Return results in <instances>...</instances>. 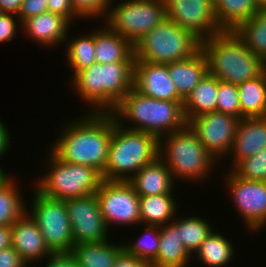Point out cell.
Masks as SVG:
<instances>
[{
	"instance_id": "1",
	"label": "cell",
	"mask_w": 266,
	"mask_h": 267,
	"mask_svg": "<svg viewBox=\"0 0 266 267\" xmlns=\"http://www.w3.org/2000/svg\"><path fill=\"white\" fill-rule=\"evenodd\" d=\"M74 120H67L61 136L48 150L63 162L90 166L102 175L115 117L112 113L89 112Z\"/></svg>"
},
{
	"instance_id": "2",
	"label": "cell",
	"mask_w": 266,
	"mask_h": 267,
	"mask_svg": "<svg viewBox=\"0 0 266 267\" xmlns=\"http://www.w3.org/2000/svg\"><path fill=\"white\" fill-rule=\"evenodd\" d=\"M133 77L134 62L94 63L77 72L70 83L89 103L91 113H111L133 88Z\"/></svg>"
},
{
	"instance_id": "3",
	"label": "cell",
	"mask_w": 266,
	"mask_h": 267,
	"mask_svg": "<svg viewBox=\"0 0 266 267\" xmlns=\"http://www.w3.org/2000/svg\"><path fill=\"white\" fill-rule=\"evenodd\" d=\"M201 50L208 62V73L219 81L238 85L266 70V63L232 30L202 40Z\"/></svg>"
},
{
	"instance_id": "4",
	"label": "cell",
	"mask_w": 266,
	"mask_h": 267,
	"mask_svg": "<svg viewBox=\"0 0 266 267\" xmlns=\"http://www.w3.org/2000/svg\"><path fill=\"white\" fill-rule=\"evenodd\" d=\"M111 113L122 127L146 132L154 135L158 140L187 125L183 113V101L147 97L134 88L124 96ZM125 121H130L133 125L125 126Z\"/></svg>"
},
{
	"instance_id": "5",
	"label": "cell",
	"mask_w": 266,
	"mask_h": 267,
	"mask_svg": "<svg viewBox=\"0 0 266 267\" xmlns=\"http://www.w3.org/2000/svg\"><path fill=\"white\" fill-rule=\"evenodd\" d=\"M159 140L146 132L122 127L114 120L103 180L129 181L159 155Z\"/></svg>"
},
{
	"instance_id": "6",
	"label": "cell",
	"mask_w": 266,
	"mask_h": 267,
	"mask_svg": "<svg viewBox=\"0 0 266 267\" xmlns=\"http://www.w3.org/2000/svg\"><path fill=\"white\" fill-rule=\"evenodd\" d=\"M158 155L167 165L173 178L177 179L176 181L181 179L184 182L195 181L196 183L200 180L202 182L208 179V174L215 165L219 164L206 151L188 125L181 130L162 136L159 139Z\"/></svg>"
},
{
	"instance_id": "7",
	"label": "cell",
	"mask_w": 266,
	"mask_h": 267,
	"mask_svg": "<svg viewBox=\"0 0 266 267\" xmlns=\"http://www.w3.org/2000/svg\"><path fill=\"white\" fill-rule=\"evenodd\" d=\"M47 156L46 173L38 177L40 180L34 185L39 193L51 199L67 200L98 191L103 179L95 168L63 162L51 151Z\"/></svg>"
},
{
	"instance_id": "8",
	"label": "cell",
	"mask_w": 266,
	"mask_h": 267,
	"mask_svg": "<svg viewBox=\"0 0 266 267\" xmlns=\"http://www.w3.org/2000/svg\"><path fill=\"white\" fill-rule=\"evenodd\" d=\"M201 48V40L191 31L164 19L134 45L135 61L167 64L184 60Z\"/></svg>"
},
{
	"instance_id": "9",
	"label": "cell",
	"mask_w": 266,
	"mask_h": 267,
	"mask_svg": "<svg viewBox=\"0 0 266 267\" xmlns=\"http://www.w3.org/2000/svg\"><path fill=\"white\" fill-rule=\"evenodd\" d=\"M112 4L105 25L133 45L166 18L164 0H120Z\"/></svg>"
},
{
	"instance_id": "10",
	"label": "cell",
	"mask_w": 266,
	"mask_h": 267,
	"mask_svg": "<svg viewBox=\"0 0 266 267\" xmlns=\"http://www.w3.org/2000/svg\"><path fill=\"white\" fill-rule=\"evenodd\" d=\"M32 206L26 210L40 229L45 243L52 253H68L74 246L71 223L65 200L45 197L33 191Z\"/></svg>"
},
{
	"instance_id": "11",
	"label": "cell",
	"mask_w": 266,
	"mask_h": 267,
	"mask_svg": "<svg viewBox=\"0 0 266 267\" xmlns=\"http://www.w3.org/2000/svg\"><path fill=\"white\" fill-rule=\"evenodd\" d=\"M95 195L108 228L141 224L139 195L128 181L102 180Z\"/></svg>"
},
{
	"instance_id": "12",
	"label": "cell",
	"mask_w": 266,
	"mask_h": 267,
	"mask_svg": "<svg viewBox=\"0 0 266 267\" xmlns=\"http://www.w3.org/2000/svg\"><path fill=\"white\" fill-rule=\"evenodd\" d=\"M240 119L218 111L198 115L187 122L206 151L217 160L231 152Z\"/></svg>"
},
{
	"instance_id": "13",
	"label": "cell",
	"mask_w": 266,
	"mask_h": 267,
	"mask_svg": "<svg viewBox=\"0 0 266 267\" xmlns=\"http://www.w3.org/2000/svg\"><path fill=\"white\" fill-rule=\"evenodd\" d=\"M228 171L225 174V187L229 189L231 201L233 199L247 229L253 233L260 232L266 226V182L243 179L230 169Z\"/></svg>"
},
{
	"instance_id": "14",
	"label": "cell",
	"mask_w": 266,
	"mask_h": 267,
	"mask_svg": "<svg viewBox=\"0 0 266 267\" xmlns=\"http://www.w3.org/2000/svg\"><path fill=\"white\" fill-rule=\"evenodd\" d=\"M74 244L104 242L110 234L95 194L65 200Z\"/></svg>"
},
{
	"instance_id": "15",
	"label": "cell",
	"mask_w": 266,
	"mask_h": 267,
	"mask_svg": "<svg viewBox=\"0 0 266 267\" xmlns=\"http://www.w3.org/2000/svg\"><path fill=\"white\" fill-rule=\"evenodd\" d=\"M166 19L191 31L201 41L223 31L216 21L213 0H164Z\"/></svg>"
},
{
	"instance_id": "16",
	"label": "cell",
	"mask_w": 266,
	"mask_h": 267,
	"mask_svg": "<svg viewBox=\"0 0 266 267\" xmlns=\"http://www.w3.org/2000/svg\"><path fill=\"white\" fill-rule=\"evenodd\" d=\"M133 88L147 97L184 101L171 81L166 64L134 61Z\"/></svg>"
},
{
	"instance_id": "17",
	"label": "cell",
	"mask_w": 266,
	"mask_h": 267,
	"mask_svg": "<svg viewBox=\"0 0 266 267\" xmlns=\"http://www.w3.org/2000/svg\"><path fill=\"white\" fill-rule=\"evenodd\" d=\"M11 231V246L29 266L37 261L42 262L52 254L40 229L27 212L11 225Z\"/></svg>"
},
{
	"instance_id": "18",
	"label": "cell",
	"mask_w": 266,
	"mask_h": 267,
	"mask_svg": "<svg viewBox=\"0 0 266 267\" xmlns=\"http://www.w3.org/2000/svg\"><path fill=\"white\" fill-rule=\"evenodd\" d=\"M70 23L67 18L47 11L27 18L20 26L27 38L31 37L39 45L57 47L60 42L68 40Z\"/></svg>"
},
{
	"instance_id": "19",
	"label": "cell",
	"mask_w": 266,
	"mask_h": 267,
	"mask_svg": "<svg viewBox=\"0 0 266 267\" xmlns=\"http://www.w3.org/2000/svg\"><path fill=\"white\" fill-rule=\"evenodd\" d=\"M266 148V117L240 119L231 155L230 165L232 170L240 161L257 154L261 149Z\"/></svg>"
},
{
	"instance_id": "20",
	"label": "cell",
	"mask_w": 266,
	"mask_h": 267,
	"mask_svg": "<svg viewBox=\"0 0 266 267\" xmlns=\"http://www.w3.org/2000/svg\"><path fill=\"white\" fill-rule=\"evenodd\" d=\"M167 165L157 157L150 164L145 165L128 182L139 196H155L173 194L175 186Z\"/></svg>"
},
{
	"instance_id": "21",
	"label": "cell",
	"mask_w": 266,
	"mask_h": 267,
	"mask_svg": "<svg viewBox=\"0 0 266 267\" xmlns=\"http://www.w3.org/2000/svg\"><path fill=\"white\" fill-rule=\"evenodd\" d=\"M166 65L171 81L175 84L178 94L183 99L192 92L208 73V62L201 48L187 59L170 62Z\"/></svg>"
},
{
	"instance_id": "22",
	"label": "cell",
	"mask_w": 266,
	"mask_h": 267,
	"mask_svg": "<svg viewBox=\"0 0 266 267\" xmlns=\"http://www.w3.org/2000/svg\"><path fill=\"white\" fill-rule=\"evenodd\" d=\"M95 59L99 64L134 62V45L104 25L95 30Z\"/></svg>"
},
{
	"instance_id": "23",
	"label": "cell",
	"mask_w": 266,
	"mask_h": 267,
	"mask_svg": "<svg viewBox=\"0 0 266 267\" xmlns=\"http://www.w3.org/2000/svg\"><path fill=\"white\" fill-rule=\"evenodd\" d=\"M192 257L179 237V231L170 223L160 226L159 248L151 267H188Z\"/></svg>"
},
{
	"instance_id": "24",
	"label": "cell",
	"mask_w": 266,
	"mask_h": 267,
	"mask_svg": "<svg viewBox=\"0 0 266 267\" xmlns=\"http://www.w3.org/2000/svg\"><path fill=\"white\" fill-rule=\"evenodd\" d=\"M218 79L207 73L183 101L186 121L207 112L216 111Z\"/></svg>"
},
{
	"instance_id": "25",
	"label": "cell",
	"mask_w": 266,
	"mask_h": 267,
	"mask_svg": "<svg viewBox=\"0 0 266 267\" xmlns=\"http://www.w3.org/2000/svg\"><path fill=\"white\" fill-rule=\"evenodd\" d=\"M109 241L74 244L70 253L79 267H113L123 244L115 245Z\"/></svg>"
},
{
	"instance_id": "26",
	"label": "cell",
	"mask_w": 266,
	"mask_h": 267,
	"mask_svg": "<svg viewBox=\"0 0 266 267\" xmlns=\"http://www.w3.org/2000/svg\"><path fill=\"white\" fill-rule=\"evenodd\" d=\"M213 9L218 26L232 31L260 10L257 0H213Z\"/></svg>"
},
{
	"instance_id": "27",
	"label": "cell",
	"mask_w": 266,
	"mask_h": 267,
	"mask_svg": "<svg viewBox=\"0 0 266 267\" xmlns=\"http://www.w3.org/2000/svg\"><path fill=\"white\" fill-rule=\"evenodd\" d=\"M172 195L139 196L141 224L157 226L170 224L178 211V203Z\"/></svg>"
},
{
	"instance_id": "28",
	"label": "cell",
	"mask_w": 266,
	"mask_h": 267,
	"mask_svg": "<svg viewBox=\"0 0 266 267\" xmlns=\"http://www.w3.org/2000/svg\"><path fill=\"white\" fill-rule=\"evenodd\" d=\"M237 86L241 119L266 117V70L260 76Z\"/></svg>"
},
{
	"instance_id": "29",
	"label": "cell",
	"mask_w": 266,
	"mask_h": 267,
	"mask_svg": "<svg viewBox=\"0 0 266 267\" xmlns=\"http://www.w3.org/2000/svg\"><path fill=\"white\" fill-rule=\"evenodd\" d=\"M231 243L223 234L212 231L194 255L206 267H225L234 258L235 250Z\"/></svg>"
},
{
	"instance_id": "30",
	"label": "cell",
	"mask_w": 266,
	"mask_h": 267,
	"mask_svg": "<svg viewBox=\"0 0 266 267\" xmlns=\"http://www.w3.org/2000/svg\"><path fill=\"white\" fill-rule=\"evenodd\" d=\"M234 32L256 56L266 63V9L241 23Z\"/></svg>"
},
{
	"instance_id": "31",
	"label": "cell",
	"mask_w": 266,
	"mask_h": 267,
	"mask_svg": "<svg viewBox=\"0 0 266 267\" xmlns=\"http://www.w3.org/2000/svg\"><path fill=\"white\" fill-rule=\"evenodd\" d=\"M176 218L171 224L179 231V237L188 253L192 256L199 249L202 242L212 233L214 228L206 219L198 216Z\"/></svg>"
},
{
	"instance_id": "32",
	"label": "cell",
	"mask_w": 266,
	"mask_h": 267,
	"mask_svg": "<svg viewBox=\"0 0 266 267\" xmlns=\"http://www.w3.org/2000/svg\"><path fill=\"white\" fill-rule=\"evenodd\" d=\"M85 33L84 36L65 41L67 44L66 57L69 68L72 69L71 78L79 71L96 63L95 59V29Z\"/></svg>"
},
{
	"instance_id": "33",
	"label": "cell",
	"mask_w": 266,
	"mask_h": 267,
	"mask_svg": "<svg viewBox=\"0 0 266 267\" xmlns=\"http://www.w3.org/2000/svg\"><path fill=\"white\" fill-rule=\"evenodd\" d=\"M12 178L0 185V226H11L27 210L21 188Z\"/></svg>"
},
{
	"instance_id": "34",
	"label": "cell",
	"mask_w": 266,
	"mask_h": 267,
	"mask_svg": "<svg viewBox=\"0 0 266 267\" xmlns=\"http://www.w3.org/2000/svg\"><path fill=\"white\" fill-rule=\"evenodd\" d=\"M143 234L138 239L123 243V249L136 256L138 259L151 264L157 256L160 239V226L157 225H145Z\"/></svg>"
},
{
	"instance_id": "35",
	"label": "cell",
	"mask_w": 266,
	"mask_h": 267,
	"mask_svg": "<svg viewBox=\"0 0 266 267\" xmlns=\"http://www.w3.org/2000/svg\"><path fill=\"white\" fill-rule=\"evenodd\" d=\"M231 171L243 179L266 182V148L240 161Z\"/></svg>"
},
{
	"instance_id": "36",
	"label": "cell",
	"mask_w": 266,
	"mask_h": 267,
	"mask_svg": "<svg viewBox=\"0 0 266 267\" xmlns=\"http://www.w3.org/2000/svg\"><path fill=\"white\" fill-rule=\"evenodd\" d=\"M216 111L241 119L238 86L218 80Z\"/></svg>"
},
{
	"instance_id": "37",
	"label": "cell",
	"mask_w": 266,
	"mask_h": 267,
	"mask_svg": "<svg viewBox=\"0 0 266 267\" xmlns=\"http://www.w3.org/2000/svg\"><path fill=\"white\" fill-rule=\"evenodd\" d=\"M74 14L79 18L105 17L112 0H70ZM100 16V17H99Z\"/></svg>"
},
{
	"instance_id": "38",
	"label": "cell",
	"mask_w": 266,
	"mask_h": 267,
	"mask_svg": "<svg viewBox=\"0 0 266 267\" xmlns=\"http://www.w3.org/2000/svg\"><path fill=\"white\" fill-rule=\"evenodd\" d=\"M16 20H19L17 15L11 13H0V43L6 44V42H10L16 37V31L18 29Z\"/></svg>"
},
{
	"instance_id": "39",
	"label": "cell",
	"mask_w": 266,
	"mask_h": 267,
	"mask_svg": "<svg viewBox=\"0 0 266 267\" xmlns=\"http://www.w3.org/2000/svg\"><path fill=\"white\" fill-rule=\"evenodd\" d=\"M48 11L47 0H23L18 13L19 25L31 16Z\"/></svg>"
},
{
	"instance_id": "40",
	"label": "cell",
	"mask_w": 266,
	"mask_h": 267,
	"mask_svg": "<svg viewBox=\"0 0 266 267\" xmlns=\"http://www.w3.org/2000/svg\"><path fill=\"white\" fill-rule=\"evenodd\" d=\"M48 11L67 18L71 24L73 19H79L74 14L70 0H47Z\"/></svg>"
},
{
	"instance_id": "41",
	"label": "cell",
	"mask_w": 266,
	"mask_h": 267,
	"mask_svg": "<svg viewBox=\"0 0 266 267\" xmlns=\"http://www.w3.org/2000/svg\"><path fill=\"white\" fill-rule=\"evenodd\" d=\"M0 267H29V265L11 246L9 248L0 250Z\"/></svg>"
},
{
	"instance_id": "42",
	"label": "cell",
	"mask_w": 266,
	"mask_h": 267,
	"mask_svg": "<svg viewBox=\"0 0 266 267\" xmlns=\"http://www.w3.org/2000/svg\"><path fill=\"white\" fill-rule=\"evenodd\" d=\"M44 267H79L74 256L68 253H52L45 259Z\"/></svg>"
},
{
	"instance_id": "43",
	"label": "cell",
	"mask_w": 266,
	"mask_h": 267,
	"mask_svg": "<svg viewBox=\"0 0 266 267\" xmlns=\"http://www.w3.org/2000/svg\"><path fill=\"white\" fill-rule=\"evenodd\" d=\"M113 267H151L150 264L127 253L124 249L118 254Z\"/></svg>"
},
{
	"instance_id": "44",
	"label": "cell",
	"mask_w": 266,
	"mask_h": 267,
	"mask_svg": "<svg viewBox=\"0 0 266 267\" xmlns=\"http://www.w3.org/2000/svg\"><path fill=\"white\" fill-rule=\"evenodd\" d=\"M10 136L12 135L9 133L6 124L0 119V160L2 156L7 154L6 151H9L8 147L11 146Z\"/></svg>"
},
{
	"instance_id": "45",
	"label": "cell",
	"mask_w": 266,
	"mask_h": 267,
	"mask_svg": "<svg viewBox=\"0 0 266 267\" xmlns=\"http://www.w3.org/2000/svg\"><path fill=\"white\" fill-rule=\"evenodd\" d=\"M23 0H0V12L18 15Z\"/></svg>"
},
{
	"instance_id": "46",
	"label": "cell",
	"mask_w": 266,
	"mask_h": 267,
	"mask_svg": "<svg viewBox=\"0 0 266 267\" xmlns=\"http://www.w3.org/2000/svg\"><path fill=\"white\" fill-rule=\"evenodd\" d=\"M12 231L11 226H0V250L11 247Z\"/></svg>"
},
{
	"instance_id": "47",
	"label": "cell",
	"mask_w": 266,
	"mask_h": 267,
	"mask_svg": "<svg viewBox=\"0 0 266 267\" xmlns=\"http://www.w3.org/2000/svg\"><path fill=\"white\" fill-rule=\"evenodd\" d=\"M257 4L260 9H266V0H257Z\"/></svg>"
}]
</instances>
